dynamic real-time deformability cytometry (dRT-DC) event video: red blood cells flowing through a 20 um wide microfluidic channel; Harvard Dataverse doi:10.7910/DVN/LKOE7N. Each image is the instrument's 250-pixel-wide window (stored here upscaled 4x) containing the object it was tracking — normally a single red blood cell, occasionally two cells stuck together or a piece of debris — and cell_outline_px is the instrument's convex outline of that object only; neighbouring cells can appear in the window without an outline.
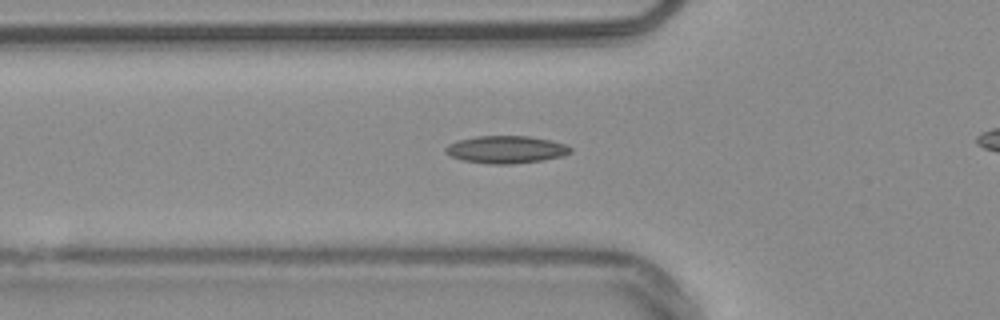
{"species": "common noctule bat (a hibernating species)", "species_latin": "Nyctalus noctula", "temperature_condition": "warm", "stored_images_in_passage": 40, "camera_frame_rate_fps": 3000, "um_per_image_px": 0.085, "animal": {"sex": "male", "body_mass_g": 20.4}, "frame": {"image": 1, "passage_image": 12, "time_ms": 3.667, "image_size_px": [1000, 320], "cell_outline_px": [[572, 152], [564, 156], [540, 160], [512, 164], [488, 164], [464, 160], [452, 156], [444, 152], [444, 148], [448, 144], [456, 140], [476, 136], [528, 136], [548, 140], [564, 144], [572, 148]], "centroid_in_image_um": [42.99, 12.71], "position_along_channel_um": 82.8, "area_um2": 19.94}}